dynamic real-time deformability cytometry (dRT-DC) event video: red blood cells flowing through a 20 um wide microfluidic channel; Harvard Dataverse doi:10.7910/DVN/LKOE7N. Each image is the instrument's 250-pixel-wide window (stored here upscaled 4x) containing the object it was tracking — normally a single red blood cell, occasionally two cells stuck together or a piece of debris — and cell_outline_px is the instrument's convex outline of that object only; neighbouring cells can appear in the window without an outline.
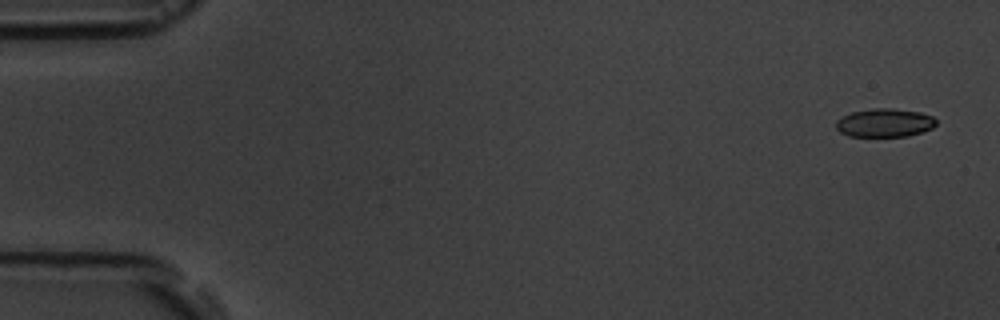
{"species": "common noctule bat (a hibernating species)", "species_latin": "Nyctalus noctula", "temperature_condition": "room temperature", "stored_images_in_passage": 7, "camera_frame_rate_fps": 3000, "um_per_image_px": 0.085, "animal": {"sex": "male", "body_mass_g": 19.5, "forearm_length_mm": 54.6}, "frame": {"image": 1, "passage_image": 1, "time_ms": 0.0, "image_size_px": [1000, 320], "cell_outline_px": [[936, 124], [932, 128], [908, 136], [848, 136], [840, 132], [836, 128], [836, 120], [852, 112], [872, 108], [892, 108], [920, 112], [932, 116], [936, 120]], "centroid_in_image_um": [75.19, 10.43], "position_along_channel_um": 9.8, "area_um2": 16.53}}
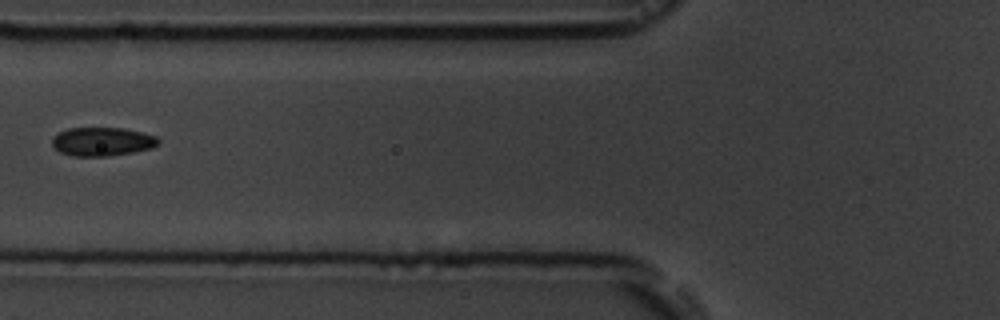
{"frame": {"image": 2, "passage_image": 6, "time_ms": 6.667, "image_size_px": [1000, 320], "cell_outline_px": [[160, 140], [152, 148], [132, 152], [108, 156], [72, 156], [60, 152], [52, 144], [52, 136], [68, 128], [124, 128], [156, 136]], "centroid_in_image_um": [8.66, 12.03], "position_along_channel_um": 117.1, "area_um2": 17.63}}
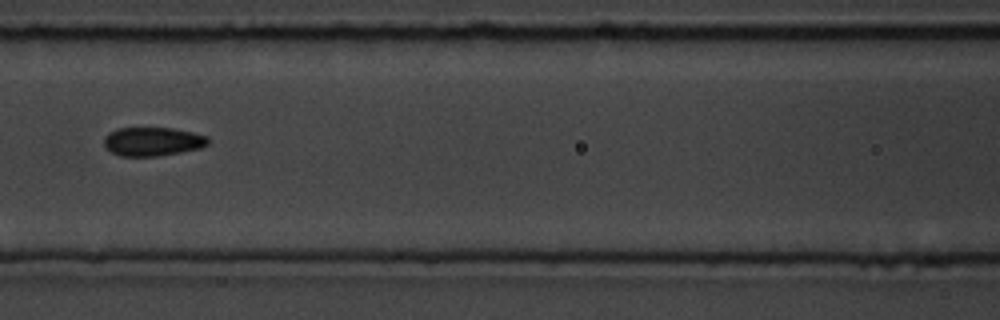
{"frame": {"image": 3, "passage_image": 7, "time_ms": 7.667, "image_size_px": [1000, 320], "cell_outline_px": [[208, 144], [200, 148], [180, 152], [156, 156], [120, 156], [112, 152], [104, 144], [104, 136], [108, 132], [116, 128], [172, 128], [192, 132], [208, 136]], "centroid_in_image_um": [12.96, 12.02], "position_along_channel_um": 153.6, "area_um2": 17.4}}